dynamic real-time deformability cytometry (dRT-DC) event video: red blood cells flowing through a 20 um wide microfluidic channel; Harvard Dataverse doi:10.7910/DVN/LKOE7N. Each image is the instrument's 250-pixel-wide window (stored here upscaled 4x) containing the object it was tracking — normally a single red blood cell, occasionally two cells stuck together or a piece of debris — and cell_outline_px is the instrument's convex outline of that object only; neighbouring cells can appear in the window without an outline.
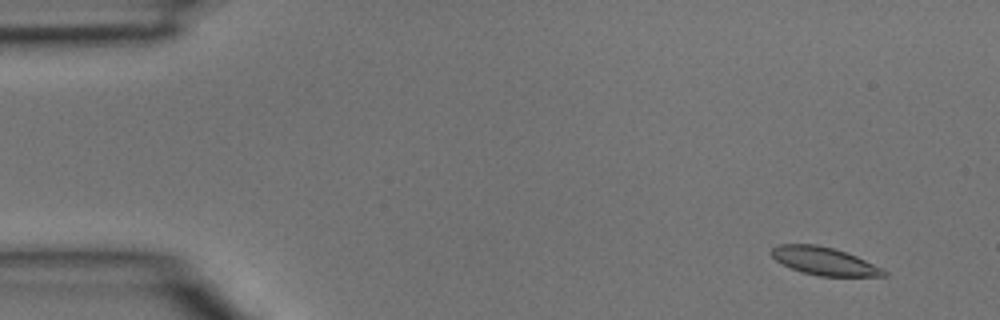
{"species": "common noctule bat (a hibernating species)", "species_latin": "Nyctalus noctula", "temperature_condition": "room temperature", "stored_images_in_passage": 5, "segment_of_instrument_passage": [2, 2], "camera_frame_rate_fps": 3000, "um_per_image_px": 0.085, "animal": {"sex": "male", "body_mass_g": 15.6}, "frame": {"image": 1, "passage_image": 5, "time_ms": 1.333, "image_size_px": [1000, 320], "cell_outline_px": [[888, 276], [820, 276], [800, 272], [776, 260], [768, 252], [776, 244], [816, 244], [832, 248], [856, 256], [884, 268], [888, 272]], "centroid_in_image_um": [70.06, 22.19], "position_along_channel_um": 14.9, "area_um2": 18.32}}